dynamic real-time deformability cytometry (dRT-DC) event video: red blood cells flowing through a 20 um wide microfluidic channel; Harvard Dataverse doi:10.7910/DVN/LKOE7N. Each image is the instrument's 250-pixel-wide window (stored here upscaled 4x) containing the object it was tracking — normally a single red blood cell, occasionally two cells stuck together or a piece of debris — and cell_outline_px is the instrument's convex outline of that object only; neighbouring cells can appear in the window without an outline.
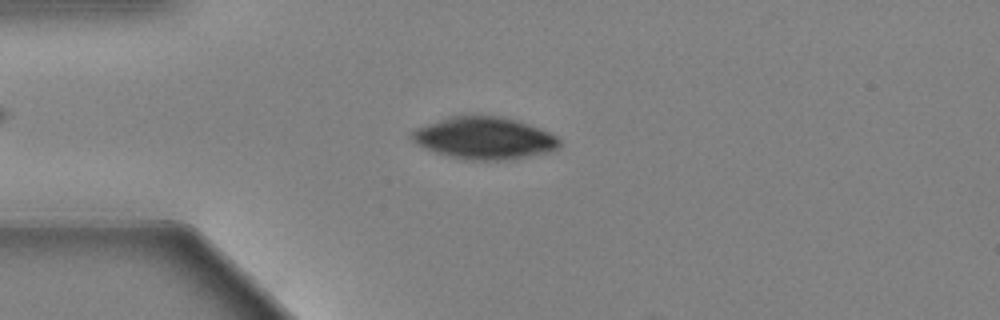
{"species": "Egyptian fruit bat (a non-hibernating species)", "species_latin": "Rousettus aegyptiacus", "temperature_condition": "warm", "stored_images_in_passage": 37, "camera_frame_rate_fps": 3000, "um_per_image_px": 0.085, "animal": {"sex": "female"}, "frame": {"image": 1, "passage_image": 14, "time_ms": 4.333, "image_size_px": [1000, 320], "cell_outline_px": [[560, 148], [552, 152], [504, 160], [472, 160], [452, 156], [436, 152], [424, 148], [416, 144], [408, 136], [416, 128], [448, 116], [500, 116], [520, 120], [540, 128], [556, 136], [560, 140]], "centroid_in_image_um": [41.19, 11.73], "position_along_channel_um": 43.8, "area_um2": 36.3}}